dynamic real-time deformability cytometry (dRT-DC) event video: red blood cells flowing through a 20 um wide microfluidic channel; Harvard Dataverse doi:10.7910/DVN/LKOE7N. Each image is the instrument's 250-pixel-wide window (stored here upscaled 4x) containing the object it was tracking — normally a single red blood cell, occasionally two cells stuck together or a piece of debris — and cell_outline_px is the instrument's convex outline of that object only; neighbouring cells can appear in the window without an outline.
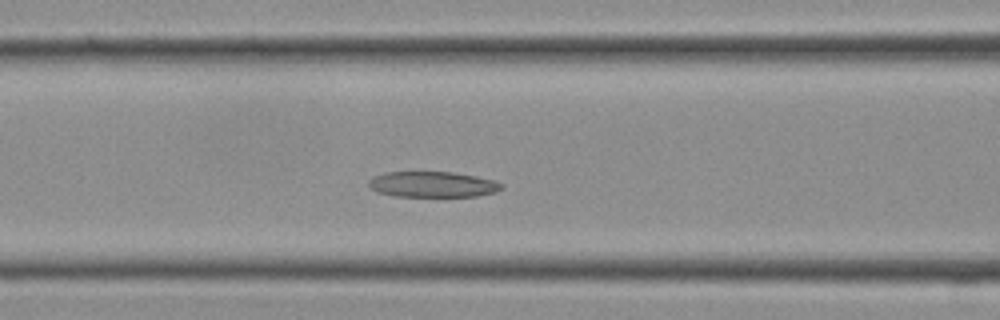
{"species": "Egyptian fruit bat (a non-hibernating species)", "species_latin": "Rousettus aegyptiacus", "temperature_condition": "cold", "stored_images_in_passage": 14, "camera_frame_rate_fps": 3000, "um_per_image_px": 0.085, "frame": {"image": 1, "passage_image": 10, "time_ms": 3.0, "image_size_px": [1000, 320], "cell_outline_px": [[504, 188], [496, 192], [476, 196], [396, 196], [376, 192], [368, 184], [368, 180], [372, 176], [384, 172], [452, 172], [476, 176], [492, 180], [504, 184]], "centroid_in_image_um": [36.76, 15.67], "position_along_channel_um": 129.8, "area_um2": 19.94}}
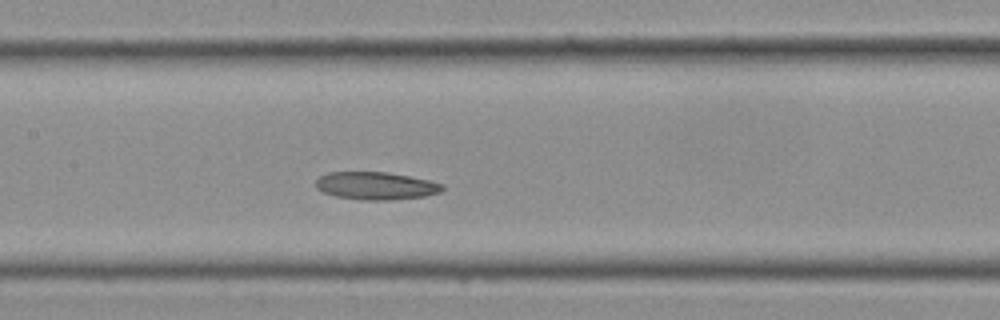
{"frame": {"image": 2, "passage_image": 12, "time_ms": 3.667, "image_size_px": [1000, 320], "cell_outline_px": [[444, 188], [440, 192], [424, 196], [388, 200], [364, 200], [336, 196], [324, 192], [316, 188], [316, 180], [320, 176], [328, 172], [388, 172], [432, 180], [444, 184]], "centroid_in_image_um": [31.98, 15.78], "position_along_channel_um": 175.4, "area_um2": 20.46}}
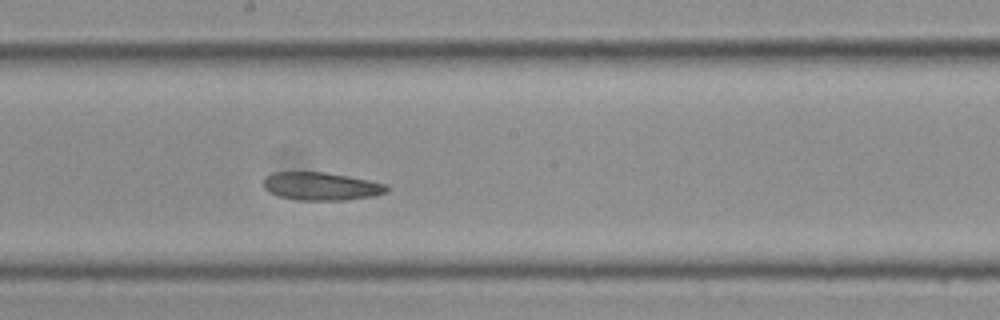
{"frame": {"image": 3, "passage_image": 14, "time_ms": 4.333, "image_size_px": [1000, 320], "cell_outline_px": [[388, 192], [372, 196], [344, 200], [300, 200], [280, 196], [264, 188], [264, 180], [272, 172], [324, 172], [348, 176], [388, 184]], "centroid_in_image_um": [27.34, 15.83], "position_along_channel_um": 220.9, "area_um2": 19.88}}